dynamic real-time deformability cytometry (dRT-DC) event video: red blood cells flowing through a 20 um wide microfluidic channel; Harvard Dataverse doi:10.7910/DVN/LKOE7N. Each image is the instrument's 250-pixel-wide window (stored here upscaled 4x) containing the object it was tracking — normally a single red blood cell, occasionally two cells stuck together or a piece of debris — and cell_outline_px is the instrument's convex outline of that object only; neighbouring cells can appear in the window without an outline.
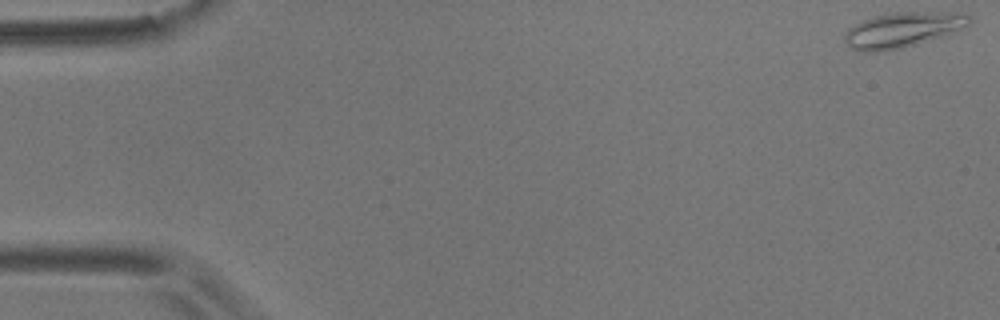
{"species": "common noctule bat (a hibernating species)", "species_latin": "Nyctalus noctula", "temperature_condition": "room temperature", "stored_images_in_passage": 3, "camera_frame_rate_fps": 3000, "um_per_image_px": 0.085, "animal": {"sex": "male", "body_mass_g": 17.9}, "frame": {"image": 1, "passage_image": 1, "time_ms": 0.0, "image_size_px": [1000, 320], "cell_outline_px": [[972, 20], [968, 24], [944, 36], [904, 48], [876, 52], [860, 52], [852, 48], [844, 40], [844, 36], [848, 28], [872, 16], [896, 12], [956, 12], [972, 16]], "centroid_in_image_um": [76.71, 2.54], "position_along_channel_um": 8.3, "area_um2": 25.55}}